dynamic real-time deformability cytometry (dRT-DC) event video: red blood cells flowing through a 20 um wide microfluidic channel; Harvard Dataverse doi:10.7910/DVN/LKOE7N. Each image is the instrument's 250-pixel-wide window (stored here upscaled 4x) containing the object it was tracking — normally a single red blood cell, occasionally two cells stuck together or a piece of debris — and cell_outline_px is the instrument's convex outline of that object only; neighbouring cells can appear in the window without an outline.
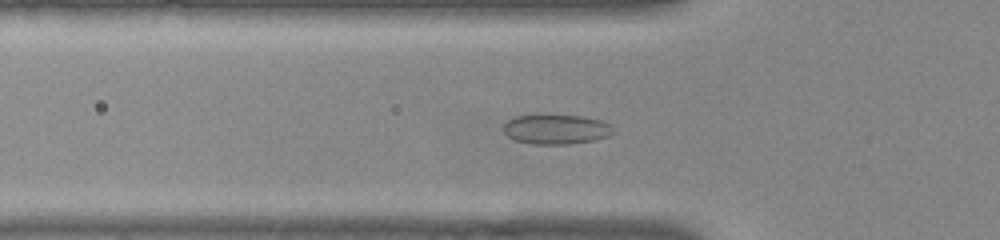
{"species": "common noctule bat (a hibernating species)", "species_latin": "Nyctalus noctula", "temperature_condition": "warm", "stored_images_in_passage": 54, "camera_frame_rate_fps": 3000, "um_per_image_px": 0.085, "animal": {"sex": "female", "body_mass_g": 22.0, "forearm_length_mm": 56.7}, "frame": {"image": 1, "passage_image": 17, "time_ms": 5.333, "image_size_px": [1000, 240], "cell_outline_px": [[616, 132], [608, 136], [596, 140], [568, 144], [532, 144], [516, 140], [508, 136], [504, 132], [504, 124], [508, 120], [516, 116], [580, 116], [600, 120], [612, 124], [616, 128]], "centroid_in_image_um": [47.35, 11.01], "position_along_channel_um": 78.5, "area_um2": 18.9}}
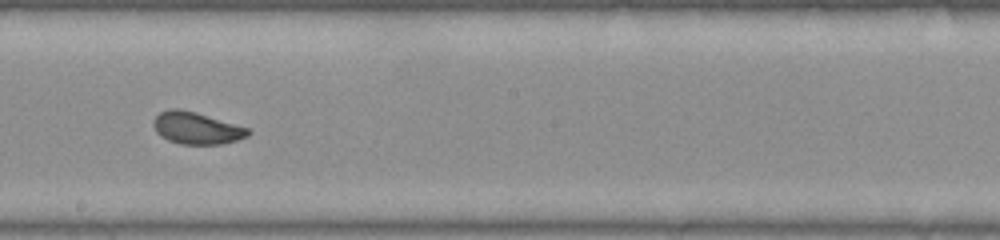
{"frame": {"image": 2, "passage_image": 29, "time_ms": 9.333, "image_size_px": [1000, 240], "cell_outline_px": [[252, 132], [248, 136], [236, 140], [220, 144], [180, 144], [168, 140], [160, 136], [156, 132], [152, 124], [152, 120], [160, 112], [172, 108], [180, 108], [196, 112], [248, 128]], "centroid_in_image_um": [16.67, 10.88], "position_along_channel_um": 231.5, "area_um2": 17.69}}
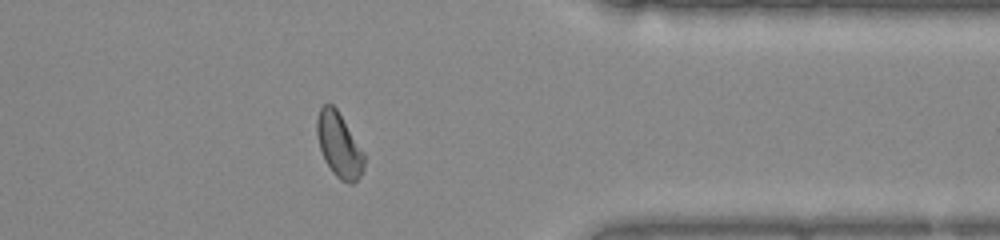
{"frame": {"image": 3, "passage_image": 42, "time_ms": 13.667, "image_size_px": [1000, 240], "cell_outline_px": [[364, 168], [360, 176], [352, 184], [348, 184], [340, 180], [332, 172], [324, 160], [320, 148], [316, 132], [316, 120], [320, 108], [324, 104], [332, 104], [336, 108], [364, 152]], "centroid_in_image_um": [28.81, 12.35], "position_along_channel_um": 382.6, "area_um2": 17.74}, "authors_computed_cell_mechanics": {"area_um2": 18.4382, "velocity_mm_per_s": 3.8241, "shape_relaxation_time_tau1_ms": 5.4884, "shape_relaxation_time_tau2_ms": 0.6845, "deformation_change_tau1": 0.1239, "deformation_change_tau2": 0.0392}}